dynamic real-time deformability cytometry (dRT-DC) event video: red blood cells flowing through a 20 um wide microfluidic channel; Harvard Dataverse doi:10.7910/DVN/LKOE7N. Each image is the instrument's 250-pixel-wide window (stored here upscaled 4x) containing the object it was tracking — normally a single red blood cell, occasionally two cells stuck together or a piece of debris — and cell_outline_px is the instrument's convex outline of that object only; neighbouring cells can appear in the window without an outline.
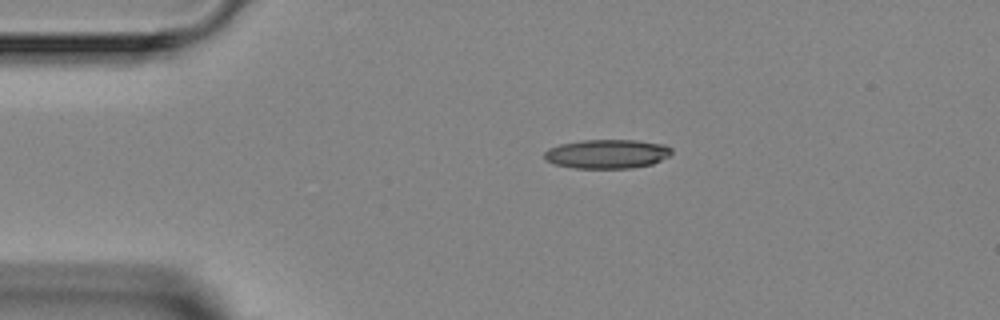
{"species": "Egyptian fruit bat (a non-hibernating species)", "species_latin": "Rousettus aegyptiacus", "temperature_condition": "room temperature", "stored_images_in_passage": 2, "camera_frame_rate_fps": 3000, "um_per_image_px": 0.085, "animal": {"sex": "female"}, "frame": {"image": 1, "passage_image": 1, "time_ms": 0.0, "image_size_px": [1000, 320], "cell_outline_px": [[672, 152], [668, 156], [652, 164], [632, 168], [576, 168], [552, 164], [544, 156], [544, 152], [548, 148], [560, 144], [580, 140], [636, 140], [664, 144], [672, 148]], "centroid_in_image_um": [51.59, 13.08], "position_along_channel_um": 33.4, "area_um2": 21.62}}